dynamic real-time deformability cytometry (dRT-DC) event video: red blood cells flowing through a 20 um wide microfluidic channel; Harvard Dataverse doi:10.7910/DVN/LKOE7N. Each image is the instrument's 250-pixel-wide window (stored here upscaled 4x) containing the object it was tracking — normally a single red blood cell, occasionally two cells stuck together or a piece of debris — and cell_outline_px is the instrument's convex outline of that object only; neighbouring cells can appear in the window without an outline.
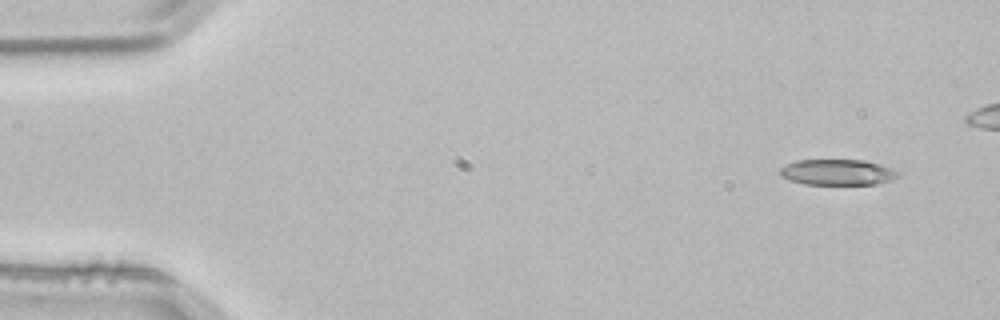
{"species": "common noctule bat (a hibernating species)", "species_latin": "Nyctalus noctula", "temperature_condition": "room temperature", "stored_images_in_passage": 4, "camera_frame_rate_fps": 3000, "um_per_image_px": 0.085, "animal": {"sex": "male", "body_mass_g": 21.5, "forearm_length_mm": 52.0}, "frame": {"image": 1, "passage_image": 1, "time_ms": 0.0, "image_size_px": [1000, 320], "cell_outline_px": [[900, 176], [892, 180], [876, 184], [804, 184], [780, 176], [780, 168], [796, 160], [864, 160], [880, 164], [892, 168], [900, 172]], "centroid_in_image_um": [71.24, 14.64], "position_along_channel_um": 13.8, "area_um2": 17.74}}
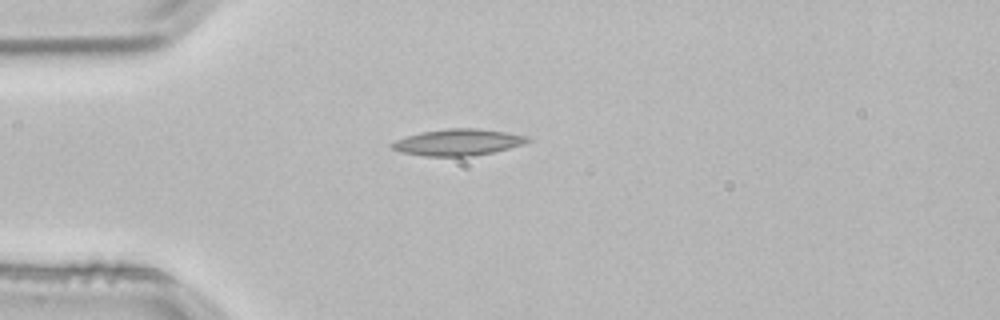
{"frame": {"image": 2, "passage_image": 4, "time_ms": 1.0, "image_size_px": [1000, 320], "cell_outline_px": [[532, 140], [524, 144], [492, 152], [472, 156], [424, 156], [400, 152], [392, 148], [388, 144], [396, 140], [420, 132], [448, 128], [476, 128], [504, 132], [524, 136]], "centroid_in_image_um": [38.88, 12.09], "position_along_channel_um": 46.1, "area_um2": 20.75}}